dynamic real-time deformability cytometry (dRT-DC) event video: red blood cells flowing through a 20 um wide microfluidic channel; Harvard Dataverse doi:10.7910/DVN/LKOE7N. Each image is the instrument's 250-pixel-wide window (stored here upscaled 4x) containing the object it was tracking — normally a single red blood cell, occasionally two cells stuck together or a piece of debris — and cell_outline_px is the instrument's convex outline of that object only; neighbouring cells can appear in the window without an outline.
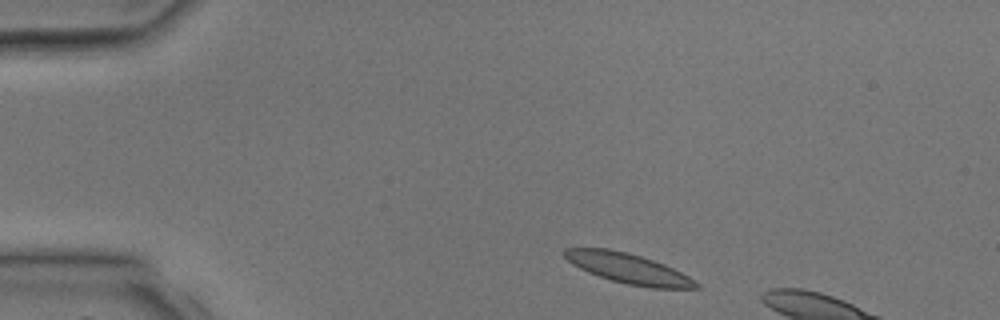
{"species": "common noctule bat (a hibernating species)", "species_latin": "Nyctalus noctula", "temperature_condition": "room temperature", "stored_images_in_passage": 3, "camera_frame_rate_fps": 3000, "um_per_image_px": 0.085, "animal": {"sex": "male", "body_mass_g": 17.9, "forearm_length_mm": 54.2}, "frame": {"image": 1, "passage_image": 1, "time_ms": 0.0, "image_size_px": [1000, 320], "cell_outline_px": [[700, 288], [652, 288], [628, 284], [612, 280], [588, 272], [572, 264], [560, 252], [564, 248], [608, 248], [628, 252], [664, 264], [688, 276], [700, 284]], "centroid_in_image_um": [53.37, 22.8], "position_along_channel_um": 31.6, "area_um2": 22.89}}